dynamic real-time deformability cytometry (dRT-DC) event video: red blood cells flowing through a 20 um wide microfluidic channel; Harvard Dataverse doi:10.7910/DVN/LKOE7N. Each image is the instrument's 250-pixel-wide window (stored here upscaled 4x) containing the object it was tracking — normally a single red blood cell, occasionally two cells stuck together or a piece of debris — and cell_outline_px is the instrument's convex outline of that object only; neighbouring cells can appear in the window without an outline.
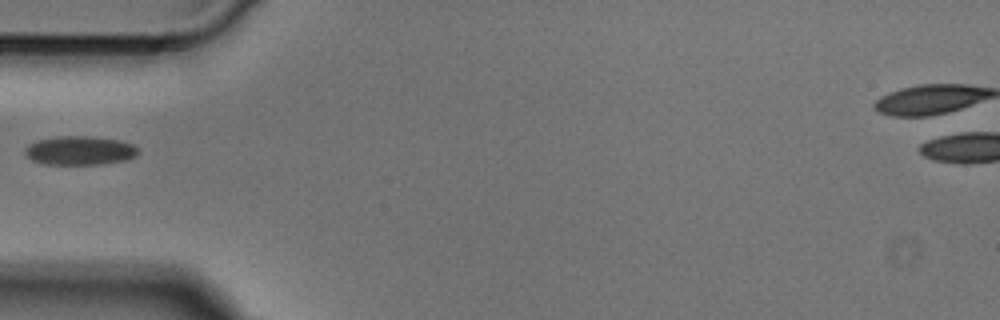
{"species": "Egyptian fruit bat (a non-hibernating species)", "species_latin": "Rousettus aegyptiacus", "temperature_condition": "cold", "stored_images_in_passage": 34, "camera_frame_rate_fps": 3000, "um_per_image_px": 0.085, "animal": {"sex": "male"}, "frame": {"image": 1, "passage_image": 1, "time_ms": 0.0, "image_size_px": [1000, 320], "cell_outline_px": [[140, 152], [136, 156], [128, 160], [104, 164], [44, 164], [32, 160], [24, 152], [24, 148], [28, 144], [36, 140], [56, 136], [92, 136], [120, 140], [132, 144], [140, 148]], "centroid_in_image_um": [6.82, 12.79], "position_along_channel_um": 78.2, "area_um2": 19.42}}
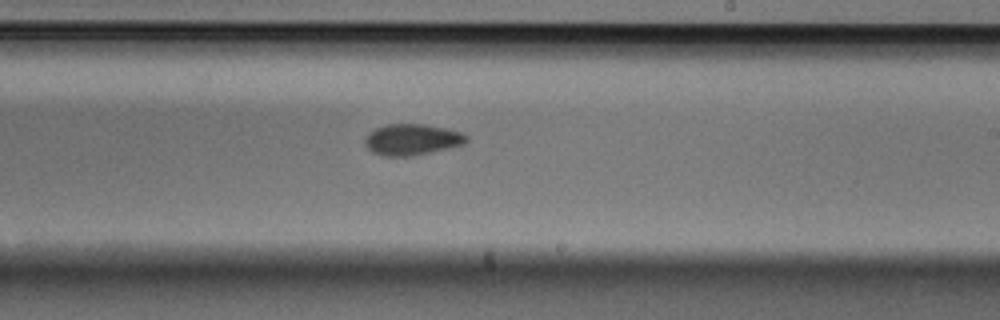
{"frame": {"image": 2, "passage_image": 14, "time_ms": 4.333, "image_size_px": [1000, 320], "cell_outline_px": [[468, 140], [464, 144], [448, 148], [412, 156], [380, 156], [372, 152], [364, 144], [364, 140], [368, 132], [376, 128], [388, 124], [424, 124], [444, 128], [460, 132], [468, 136]], "centroid_in_image_um": [34.99, 11.87], "position_along_channel_um": 254.0, "area_um2": 18.44}}
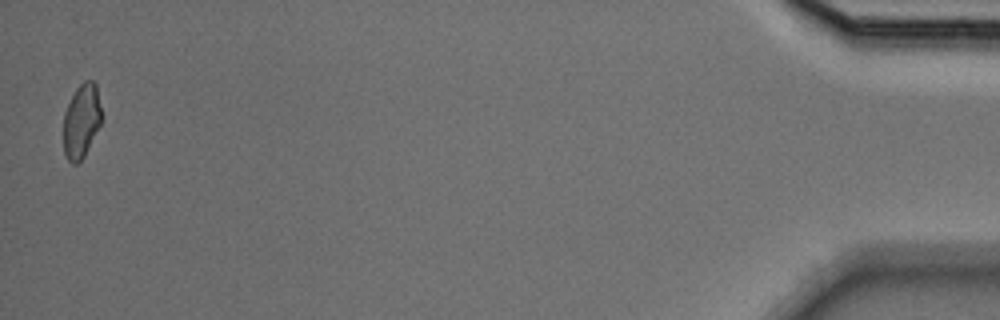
{"frame": {"image": 3, "passage_image": 34, "time_ms": 11.0, "image_size_px": [1000, 320], "cell_outline_px": [[100, 124], [84, 156], [76, 164], [72, 164], [68, 160], [64, 152], [64, 112], [76, 88], [84, 80], [92, 80], [96, 84], [100, 108]], "centroid_in_image_um": [6.9, 10.27], "position_along_channel_um": 428.3, "area_um2": 16.07}}